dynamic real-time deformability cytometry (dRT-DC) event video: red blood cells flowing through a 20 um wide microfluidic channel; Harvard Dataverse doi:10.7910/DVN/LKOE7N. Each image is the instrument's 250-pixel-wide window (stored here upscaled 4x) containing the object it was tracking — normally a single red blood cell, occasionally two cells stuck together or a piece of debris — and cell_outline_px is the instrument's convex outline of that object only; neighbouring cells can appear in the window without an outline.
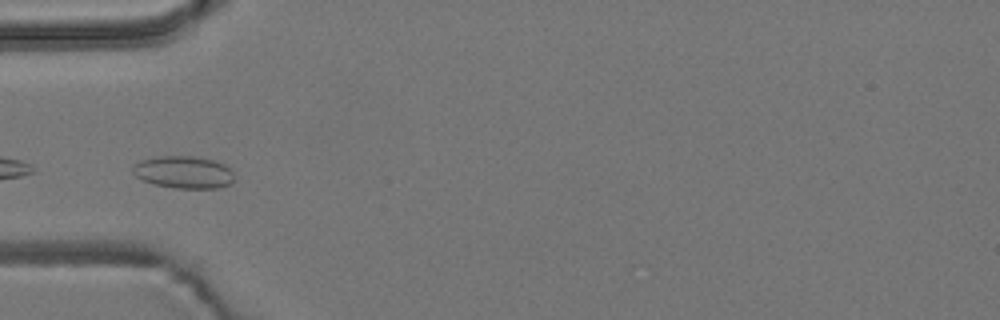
{"species": "common noctule bat (a hibernating species)", "species_latin": "Nyctalus noctula", "temperature_condition": "room temperature", "stored_images_in_passage": 5, "camera_frame_rate_fps": 3000, "um_per_image_px": 0.085, "animal": {"sex": "male", "body_mass_g": 19.2, "forearm_length_mm": 51.8}, "frame": {"image": 1, "passage_image": 4, "time_ms": 1.0, "image_size_px": [1000, 320], "cell_outline_px": [[232, 184], [220, 188], [176, 188], [152, 184], [136, 176], [132, 172], [132, 164], [140, 160], [156, 156], [192, 156], [216, 160], [224, 164], [232, 172]], "centroid_in_image_um": [15.58, 14.63], "position_along_channel_um": 69.4, "area_um2": 19.31}}